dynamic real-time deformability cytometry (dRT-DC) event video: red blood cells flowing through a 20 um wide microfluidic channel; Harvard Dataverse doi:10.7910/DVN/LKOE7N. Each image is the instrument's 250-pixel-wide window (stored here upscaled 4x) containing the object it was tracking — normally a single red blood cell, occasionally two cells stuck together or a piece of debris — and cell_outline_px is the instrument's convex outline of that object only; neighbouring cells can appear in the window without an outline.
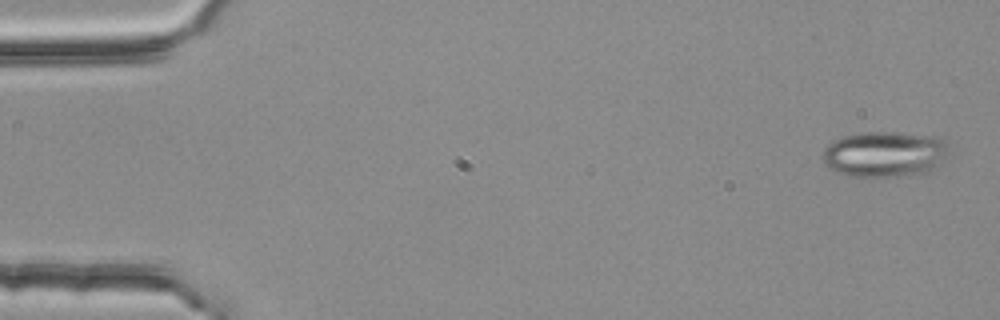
{"species": "common noctule bat (a hibernating species)", "species_latin": "Nyctalus noctula", "temperature_condition": "room temperature", "stored_images_in_passage": 3, "camera_frame_rate_fps": 3000, "um_per_image_px": 0.085, "animal": {"sex": "female", "body_mass_g": 25.1}, "frame": {"image": 1, "passage_image": 1, "time_ms": 0.0, "image_size_px": [1000, 320], "cell_outline_px": [[952, 156], [928, 172], [908, 176], [848, 176], [836, 172], [828, 168], [824, 164], [824, 148], [828, 144], [840, 136], [860, 132], [888, 132], [940, 136], [948, 144]], "centroid_in_image_um": [75.27, 13.1], "position_along_channel_um": 9.7, "area_um2": 34.39}}